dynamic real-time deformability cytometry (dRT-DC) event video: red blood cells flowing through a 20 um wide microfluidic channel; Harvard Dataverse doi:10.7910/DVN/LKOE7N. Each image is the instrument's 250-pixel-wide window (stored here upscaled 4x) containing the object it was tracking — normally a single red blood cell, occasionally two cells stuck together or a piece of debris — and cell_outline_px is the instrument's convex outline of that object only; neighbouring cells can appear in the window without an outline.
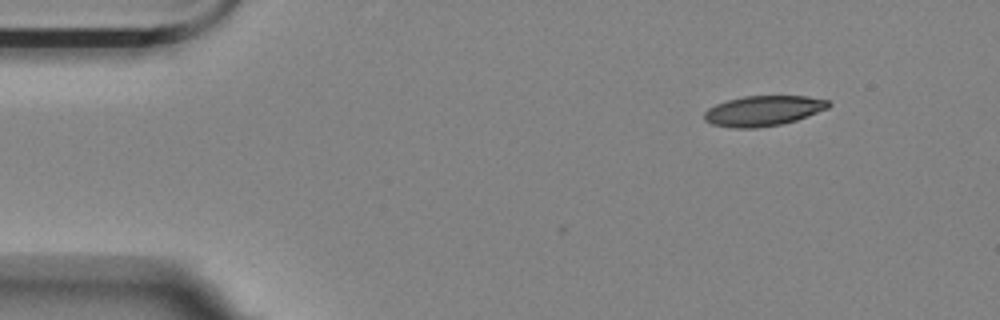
{"species": "Egyptian fruit bat (a non-hibernating species)", "species_latin": "Rousettus aegyptiacus", "temperature_condition": "room temperature", "stored_images_in_passage": 2, "camera_frame_rate_fps": 3000, "um_per_image_px": 0.085, "animal": {"sex": "female"}, "frame": {"image": 1, "passage_image": 2, "time_ms": 1.333, "image_size_px": [1000, 320], "cell_outline_px": [[832, 104], [828, 108], [796, 120], [780, 124], [756, 128], [732, 128], [712, 124], [704, 120], [704, 112], [708, 108], [716, 104], [728, 100], [744, 96], [804, 96], [828, 100]], "centroid_in_image_um": [64.86, 9.42], "position_along_channel_um": 20.1, "area_um2": 21.79}}